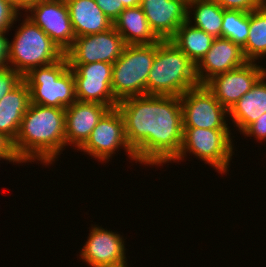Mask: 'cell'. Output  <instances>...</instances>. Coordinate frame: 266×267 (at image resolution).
I'll return each mask as SVG.
<instances>
[{"instance_id": "cell-13", "label": "cell", "mask_w": 266, "mask_h": 267, "mask_svg": "<svg viewBox=\"0 0 266 267\" xmlns=\"http://www.w3.org/2000/svg\"><path fill=\"white\" fill-rule=\"evenodd\" d=\"M265 73V66L257 62H247L237 69L212 77L204 85L229 111Z\"/></svg>"}, {"instance_id": "cell-20", "label": "cell", "mask_w": 266, "mask_h": 267, "mask_svg": "<svg viewBox=\"0 0 266 267\" xmlns=\"http://www.w3.org/2000/svg\"><path fill=\"white\" fill-rule=\"evenodd\" d=\"M229 121L241 133L266 113V73L228 111Z\"/></svg>"}, {"instance_id": "cell-34", "label": "cell", "mask_w": 266, "mask_h": 267, "mask_svg": "<svg viewBox=\"0 0 266 267\" xmlns=\"http://www.w3.org/2000/svg\"><path fill=\"white\" fill-rule=\"evenodd\" d=\"M123 3L125 8L139 6L140 0H119Z\"/></svg>"}, {"instance_id": "cell-22", "label": "cell", "mask_w": 266, "mask_h": 267, "mask_svg": "<svg viewBox=\"0 0 266 267\" xmlns=\"http://www.w3.org/2000/svg\"><path fill=\"white\" fill-rule=\"evenodd\" d=\"M187 22L214 38L221 37L224 9L212 0H189ZM193 15V16H192Z\"/></svg>"}, {"instance_id": "cell-36", "label": "cell", "mask_w": 266, "mask_h": 267, "mask_svg": "<svg viewBox=\"0 0 266 267\" xmlns=\"http://www.w3.org/2000/svg\"><path fill=\"white\" fill-rule=\"evenodd\" d=\"M34 0H28V7L31 5V3L33 2Z\"/></svg>"}, {"instance_id": "cell-1", "label": "cell", "mask_w": 266, "mask_h": 267, "mask_svg": "<svg viewBox=\"0 0 266 267\" xmlns=\"http://www.w3.org/2000/svg\"><path fill=\"white\" fill-rule=\"evenodd\" d=\"M116 107L138 164L163 166L179 154L183 140L180 97L133 96L119 101Z\"/></svg>"}, {"instance_id": "cell-33", "label": "cell", "mask_w": 266, "mask_h": 267, "mask_svg": "<svg viewBox=\"0 0 266 267\" xmlns=\"http://www.w3.org/2000/svg\"><path fill=\"white\" fill-rule=\"evenodd\" d=\"M9 1L18 11H25L28 8V0H7Z\"/></svg>"}, {"instance_id": "cell-25", "label": "cell", "mask_w": 266, "mask_h": 267, "mask_svg": "<svg viewBox=\"0 0 266 267\" xmlns=\"http://www.w3.org/2000/svg\"><path fill=\"white\" fill-rule=\"evenodd\" d=\"M249 32V12L225 10L222 20L221 37L228 38L243 47Z\"/></svg>"}, {"instance_id": "cell-32", "label": "cell", "mask_w": 266, "mask_h": 267, "mask_svg": "<svg viewBox=\"0 0 266 267\" xmlns=\"http://www.w3.org/2000/svg\"><path fill=\"white\" fill-rule=\"evenodd\" d=\"M9 31L0 33V70L8 67L9 56V38L7 35Z\"/></svg>"}, {"instance_id": "cell-31", "label": "cell", "mask_w": 266, "mask_h": 267, "mask_svg": "<svg viewBox=\"0 0 266 267\" xmlns=\"http://www.w3.org/2000/svg\"><path fill=\"white\" fill-rule=\"evenodd\" d=\"M102 12L113 22L125 9L123 3L119 0H95Z\"/></svg>"}, {"instance_id": "cell-2", "label": "cell", "mask_w": 266, "mask_h": 267, "mask_svg": "<svg viewBox=\"0 0 266 267\" xmlns=\"http://www.w3.org/2000/svg\"><path fill=\"white\" fill-rule=\"evenodd\" d=\"M14 147L25 165L36 162L48 167L59 161L65 150V109L30 103Z\"/></svg>"}, {"instance_id": "cell-19", "label": "cell", "mask_w": 266, "mask_h": 267, "mask_svg": "<svg viewBox=\"0 0 266 267\" xmlns=\"http://www.w3.org/2000/svg\"><path fill=\"white\" fill-rule=\"evenodd\" d=\"M30 103L29 86L23 79L0 100V132L15 141Z\"/></svg>"}, {"instance_id": "cell-21", "label": "cell", "mask_w": 266, "mask_h": 267, "mask_svg": "<svg viewBox=\"0 0 266 267\" xmlns=\"http://www.w3.org/2000/svg\"><path fill=\"white\" fill-rule=\"evenodd\" d=\"M125 45L155 44L160 39L151 30L140 6L125 8L113 22Z\"/></svg>"}, {"instance_id": "cell-11", "label": "cell", "mask_w": 266, "mask_h": 267, "mask_svg": "<svg viewBox=\"0 0 266 267\" xmlns=\"http://www.w3.org/2000/svg\"><path fill=\"white\" fill-rule=\"evenodd\" d=\"M24 12L64 53L72 46L76 35L65 0H34Z\"/></svg>"}, {"instance_id": "cell-30", "label": "cell", "mask_w": 266, "mask_h": 267, "mask_svg": "<svg viewBox=\"0 0 266 267\" xmlns=\"http://www.w3.org/2000/svg\"><path fill=\"white\" fill-rule=\"evenodd\" d=\"M244 137H254L258 142H266V113L250 124L243 132Z\"/></svg>"}, {"instance_id": "cell-15", "label": "cell", "mask_w": 266, "mask_h": 267, "mask_svg": "<svg viewBox=\"0 0 266 267\" xmlns=\"http://www.w3.org/2000/svg\"><path fill=\"white\" fill-rule=\"evenodd\" d=\"M189 0H140L151 30L160 40H170L187 21Z\"/></svg>"}, {"instance_id": "cell-4", "label": "cell", "mask_w": 266, "mask_h": 267, "mask_svg": "<svg viewBox=\"0 0 266 267\" xmlns=\"http://www.w3.org/2000/svg\"><path fill=\"white\" fill-rule=\"evenodd\" d=\"M9 42L8 67L22 77L32 69L57 62L65 56L59 46L25 13ZM24 19V20H23Z\"/></svg>"}, {"instance_id": "cell-14", "label": "cell", "mask_w": 266, "mask_h": 267, "mask_svg": "<svg viewBox=\"0 0 266 267\" xmlns=\"http://www.w3.org/2000/svg\"><path fill=\"white\" fill-rule=\"evenodd\" d=\"M89 229L87 241L79 252L83 263L89 267H111L128 261L122 235L97 224Z\"/></svg>"}, {"instance_id": "cell-28", "label": "cell", "mask_w": 266, "mask_h": 267, "mask_svg": "<svg viewBox=\"0 0 266 267\" xmlns=\"http://www.w3.org/2000/svg\"><path fill=\"white\" fill-rule=\"evenodd\" d=\"M225 10H241L244 12H252L259 9L265 0H212Z\"/></svg>"}, {"instance_id": "cell-24", "label": "cell", "mask_w": 266, "mask_h": 267, "mask_svg": "<svg viewBox=\"0 0 266 267\" xmlns=\"http://www.w3.org/2000/svg\"><path fill=\"white\" fill-rule=\"evenodd\" d=\"M242 50L248 62L266 59V2L249 12V32Z\"/></svg>"}, {"instance_id": "cell-26", "label": "cell", "mask_w": 266, "mask_h": 267, "mask_svg": "<svg viewBox=\"0 0 266 267\" xmlns=\"http://www.w3.org/2000/svg\"><path fill=\"white\" fill-rule=\"evenodd\" d=\"M23 12L18 11L9 1L0 0V33L11 31Z\"/></svg>"}, {"instance_id": "cell-18", "label": "cell", "mask_w": 266, "mask_h": 267, "mask_svg": "<svg viewBox=\"0 0 266 267\" xmlns=\"http://www.w3.org/2000/svg\"><path fill=\"white\" fill-rule=\"evenodd\" d=\"M76 37L93 35L113 27L95 0H65Z\"/></svg>"}, {"instance_id": "cell-17", "label": "cell", "mask_w": 266, "mask_h": 267, "mask_svg": "<svg viewBox=\"0 0 266 267\" xmlns=\"http://www.w3.org/2000/svg\"><path fill=\"white\" fill-rule=\"evenodd\" d=\"M109 109L108 106L101 103L80 101L66 107L65 148L71 146L74 150H78Z\"/></svg>"}, {"instance_id": "cell-12", "label": "cell", "mask_w": 266, "mask_h": 267, "mask_svg": "<svg viewBox=\"0 0 266 267\" xmlns=\"http://www.w3.org/2000/svg\"><path fill=\"white\" fill-rule=\"evenodd\" d=\"M125 47L122 36L114 29L76 37L72 46L65 52L69 64L105 62L113 64Z\"/></svg>"}, {"instance_id": "cell-8", "label": "cell", "mask_w": 266, "mask_h": 267, "mask_svg": "<svg viewBox=\"0 0 266 267\" xmlns=\"http://www.w3.org/2000/svg\"><path fill=\"white\" fill-rule=\"evenodd\" d=\"M120 149L130 160L137 163L133 149L129 146L122 115L117 107L109 109L92 130L89 138L78 149L98 162L108 163Z\"/></svg>"}, {"instance_id": "cell-29", "label": "cell", "mask_w": 266, "mask_h": 267, "mask_svg": "<svg viewBox=\"0 0 266 267\" xmlns=\"http://www.w3.org/2000/svg\"><path fill=\"white\" fill-rule=\"evenodd\" d=\"M0 160L11 162L13 165L23 163L16 153L14 141L2 132H0Z\"/></svg>"}, {"instance_id": "cell-9", "label": "cell", "mask_w": 266, "mask_h": 267, "mask_svg": "<svg viewBox=\"0 0 266 267\" xmlns=\"http://www.w3.org/2000/svg\"><path fill=\"white\" fill-rule=\"evenodd\" d=\"M183 128L230 129L229 112L205 85L180 96ZM228 117V118H226Z\"/></svg>"}, {"instance_id": "cell-3", "label": "cell", "mask_w": 266, "mask_h": 267, "mask_svg": "<svg viewBox=\"0 0 266 267\" xmlns=\"http://www.w3.org/2000/svg\"><path fill=\"white\" fill-rule=\"evenodd\" d=\"M198 85L196 65L171 40H160L147 78L146 95L180 97Z\"/></svg>"}, {"instance_id": "cell-35", "label": "cell", "mask_w": 266, "mask_h": 267, "mask_svg": "<svg viewBox=\"0 0 266 267\" xmlns=\"http://www.w3.org/2000/svg\"><path fill=\"white\" fill-rule=\"evenodd\" d=\"M128 262H125V263H123V264H119V265H116V266H111V267H130V266H128Z\"/></svg>"}, {"instance_id": "cell-7", "label": "cell", "mask_w": 266, "mask_h": 267, "mask_svg": "<svg viewBox=\"0 0 266 267\" xmlns=\"http://www.w3.org/2000/svg\"><path fill=\"white\" fill-rule=\"evenodd\" d=\"M156 50L157 43L125 45L121 56L113 63L111 89L118 101L146 95Z\"/></svg>"}, {"instance_id": "cell-6", "label": "cell", "mask_w": 266, "mask_h": 267, "mask_svg": "<svg viewBox=\"0 0 266 267\" xmlns=\"http://www.w3.org/2000/svg\"><path fill=\"white\" fill-rule=\"evenodd\" d=\"M232 135L230 129L183 128L181 149L170 163L179 164L186 156L194 155L198 160L205 161L204 164H209L216 172L227 175L232 156L235 154V137Z\"/></svg>"}, {"instance_id": "cell-10", "label": "cell", "mask_w": 266, "mask_h": 267, "mask_svg": "<svg viewBox=\"0 0 266 267\" xmlns=\"http://www.w3.org/2000/svg\"><path fill=\"white\" fill-rule=\"evenodd\" d=\"M75 80L76 100L96 102L110 109L118 105L111 89L113 64L93 62L88 64H69Z\"/></svg>"}, {"instance_id": "cell-5", "label": "cell", "mask_w": 266, "mask_h": 267, "mask_svg": "<svg viewBox=\"0 0 266 267\" xmlns=\"http://www.w3.org/2000/svg\"><path fill=\"white\" fill-rule=\"evenodd\" d=\"M23 79L29 86L32 104L65 109L77 101L75 80L66 56L32 69Z\"/></svg>"}, {"instance_id": "cell-27", "label": "cell", "mask_w": 266, "mask_h": 267, "mask_svg": "<svg viewBox=\"0 0 266 267\" xmlns=\"http://www.w3.org/2000/svg\"><path fill=\"white\" fill-rule=\"evenodd\" d=\"M23 77L10 67L0 70V100L11 90H13Z\"/></svg>"}, {"instance_id": "cell-23", "label": "cell", "mask_w": 266, "mask_h": 267, "mask_svg": "<svg viewBox=\"0 0 266 267\" xmlns=\"http://www.w3.org/2000/svg\"><path fill=\"white\" fill-rule=\"evenodd\" d=\"M214 39L212 35L186 21L170 40L197 65L211 48Z\"/></svg>"}, {"instance_id": "cell-16", "label": "cell", "mask_w": 266, "mask_h": 267, "mask_svg": "<svg viewBox=\"0 0 266 267\" xmlns=\"http://www.w3.org/2000/svg\"><path fill=\"white\" fill-rule=\"evenodd\" d=\"M247 62L240 45L228 38H215L211 48L196 65L198 84L204 85L212 77L237 69Z\"/></svg>"}]
</instances>
